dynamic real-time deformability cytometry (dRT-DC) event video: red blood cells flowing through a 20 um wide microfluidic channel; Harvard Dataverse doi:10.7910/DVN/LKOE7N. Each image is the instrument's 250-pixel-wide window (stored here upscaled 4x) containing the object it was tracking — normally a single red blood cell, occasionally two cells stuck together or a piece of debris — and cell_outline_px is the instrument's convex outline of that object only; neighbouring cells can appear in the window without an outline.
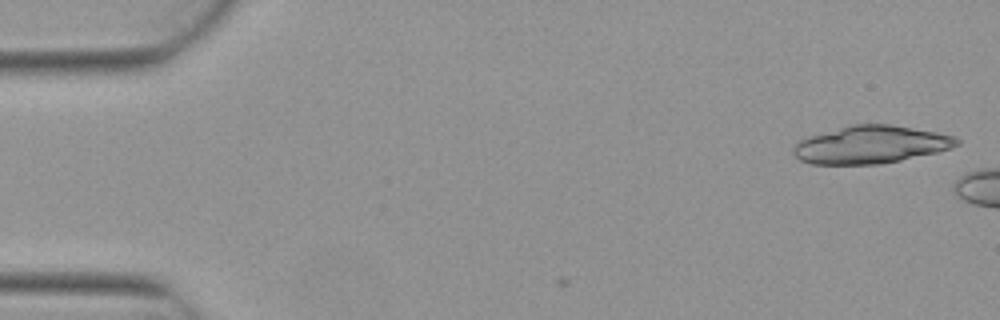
{"species": "Egyptian fruit bat (a non-hibernating species)", "species_latin": "Rousettus aegyptiacus", "temperature_condition": "warm", "stored_images_in_passage": 3, "camera_frame_rate_fps": 3000, "um_per_image_px": 0.085, "animal": {"sex": "female"}, "frame": {"image": 1, "passage_image": 1, "time_ms": 0.0, "image_size_px": [1000, 320], "cell_outline_px": [[960, 144], [952, 148], [936, 152], [900, 160], [880, 164], [812, 164], [800, 160], [792, 152], [792, 148], [796, 140], [808, 136], [852, 124], [892, 124], [936, 132], [956, 136], [960, 140]], "centroid_in_image_um": [74.0, 12.29], "position_along_channel_um": 11.0, "area_um2": 36.07}}